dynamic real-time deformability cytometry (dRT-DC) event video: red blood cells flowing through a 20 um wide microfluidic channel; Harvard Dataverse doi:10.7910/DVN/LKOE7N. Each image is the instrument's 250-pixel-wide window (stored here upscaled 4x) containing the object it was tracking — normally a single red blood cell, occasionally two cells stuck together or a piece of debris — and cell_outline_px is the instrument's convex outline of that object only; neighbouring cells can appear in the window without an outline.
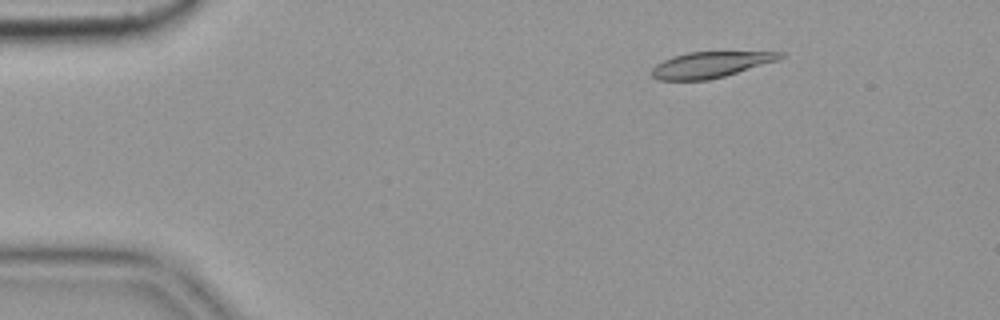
{"species": "common noctule bat (a hibernating species)", "species_latin": "Nyctalus noctula", "temperature_condition": "cold", "stored_images_in_passage": 55, "camera_frame_rate_fps": 3000, "um_per_image_px": 0.085, "animal": {"sex": "female", "body_mass_g": 19.9}, "frame": {"image": 1, "passage_image": 8, "time_ms": 2.333, "image_size_px": [1000, 320], "cell_outline_px": [[784, 56], [780, 60], [724, 76], [708, 80], [656, 80], [648, 72], [656, 64], [672, 56], [688, 52], [784, 52]], "centroid_in_image_um": [60.36, 5.5], "position_along_channel_um": 24.6, "area_um2": 19.48}}
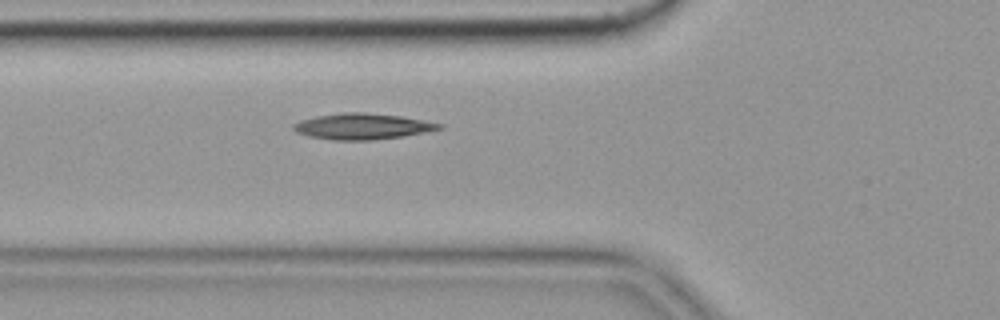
{"frame": {"image": 2, "passage_image": 20, "time_ms": 6.333, "image_size_px": [1000, 320], "cell_outline_px": [[444, 128], [404, 136], [372, 140], [332, 140], [308, 136], [296, 132], [292, 128], [292, 124], [300, 120], [316, 116], [344, 112], [364, 112], [400, 116], [444, 124]], "centroid_in_image_um": [30.78, 10.74], "position_along_channel_um": 95.0, "area_um2": 22.08}}
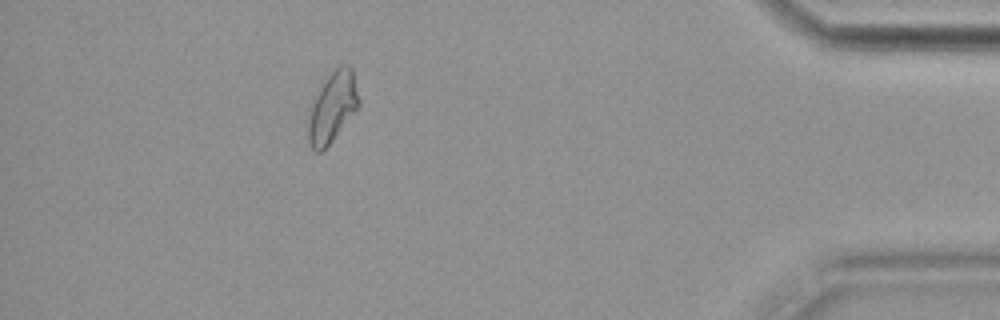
{"frame": {"image": 3, "passage_image": 50, "time_ms": 16.333, "image_size_px": [1000, 320], "cell_outline_px": [[360, 104], [332, 140], [320, 152], [316, 152], [312, 148], [308, 140], [308, 120], [312, 96], [324, 80], [340, 64], [348, 64], [352, 68], [360, 100]], "centroid_in_image_um": [28.23, 9.06], "position_along_channel_um": 407.0, "area_um2": 20.69}, "authors_computed_cell_mechanics": {"area_um2": 20.2878, "velocity_mm_per_s": 3.603, "shape_relaxation_time_tau1_ms": null, "shape_relaxation_time_tau2_ms": 6.2308, "deformation_change_tau1": null, "deformation_change_tau2": 0.1356}}